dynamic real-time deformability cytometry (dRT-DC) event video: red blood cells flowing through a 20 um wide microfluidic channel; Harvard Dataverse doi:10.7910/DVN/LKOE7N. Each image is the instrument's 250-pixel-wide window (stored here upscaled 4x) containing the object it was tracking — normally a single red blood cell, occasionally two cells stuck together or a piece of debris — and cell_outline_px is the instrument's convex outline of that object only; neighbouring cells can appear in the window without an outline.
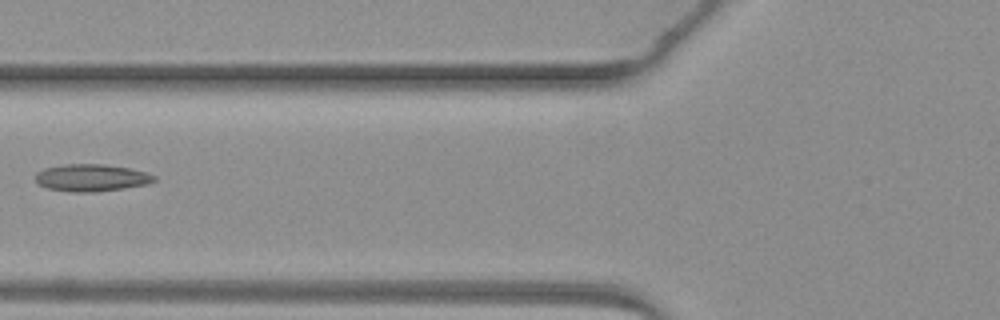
{"species": "common noctule bat (a hibernating species)", "species_latin": "Nyctalus noctula", "temperature_condition": "warm", "stored_images_in_passage": 4, "camera_frame_rate_fps": 3000, "um_per_image_px": 0.085, "animal": {"sex": "female", "body_mass_g": 19.3, "forearm_length_mm": 54.1}, "frame": {"image": 1, "passage_image": 4, "time_ms": 3.667, "image_size_px": [1000, 320], "cell_outline_px": [[156, 180], [148, 184], [124, 188], [96, 192], [72, 192], [48, 188], [40, 184], [36, 180], [36, 172], [44, 168], [64, 164], [104, 164], [128, 168], [148, 172], [156, 176]], "centroid_in_image_um": [7.8, 15.1], "position_along_channel_um": 118.0, "area_um2": 18.84}}